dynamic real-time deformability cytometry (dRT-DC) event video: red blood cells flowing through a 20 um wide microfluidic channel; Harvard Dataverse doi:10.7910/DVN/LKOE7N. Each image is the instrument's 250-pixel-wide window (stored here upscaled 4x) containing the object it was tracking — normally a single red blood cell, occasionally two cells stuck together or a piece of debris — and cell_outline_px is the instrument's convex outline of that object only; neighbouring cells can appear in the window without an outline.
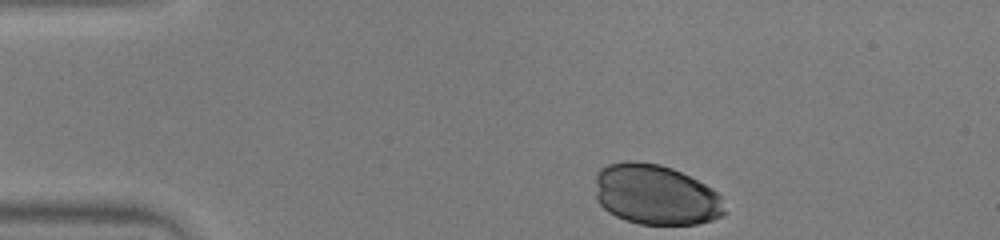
{"species": "human", "species_latin": "Homo sapiens", "temperature_condition": "warm", "stored_images_in_passage": 37, "camera_frame_rate_fps": 3000, "um_per_image_px": 0.085, "donor": {"sex": "male"}, "frame": {"image": 1, "passage_image": 1, "time_ms": 0.0, "image_size_px": [1000, 240], "cell_outline_px": [[728, 212], [724, 216], [712, 220], [696, 224], [640, 224], [624, 220], [608, 212], [596, 200], [596, 172], [600, 168], [608, 164], [624, 160], [636, 160], [660, 164], [672, 168], [712, 188], [720, 196]], "centroid_in_image_um": [55.72, 16.55], "position_along_channel_um": 29.3, "area_um2": 45.95}}
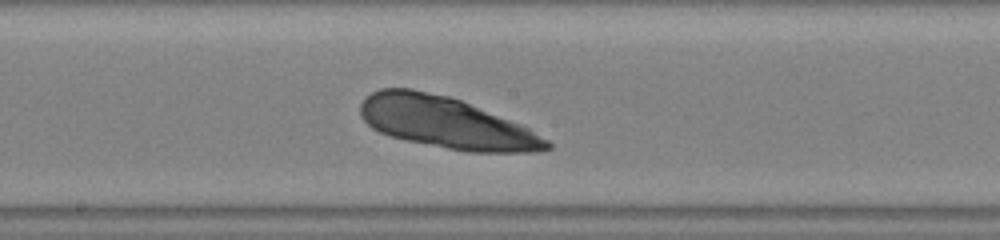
{"frame": {"image": 2, "passage_image": 20, "time_ms": 6.333, "image_size_px": [1000, 240], "cell_outline_px": [[552, 148], [532, 152], [468, 152], [404, 140], [380, 132], [372, 128], [360, 116], [360, 104], [372, 92], [380, 88], [412, 88], [448, 96], [460, 100], [520, 124], [528, 128], [548, 140], [552, 144]], "centroid_in_image_um": [37.9, 10.43], "position_along_channel_um": 210.3, "area_um2": 55.37}}
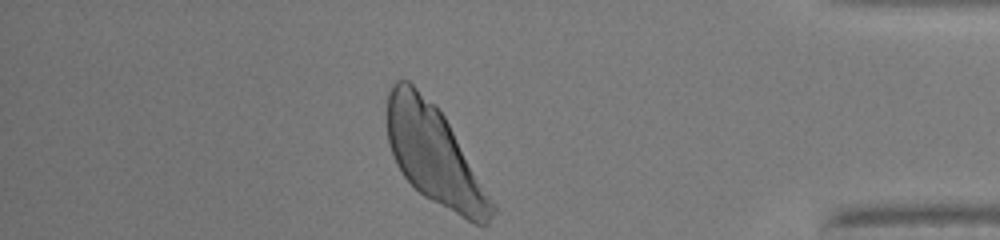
{"frame": {"image": 3, "passage_image": 37, "time_ms": 12.0, "image_size_px": [1000, 240], "cell_outline_px": [[496, 212], [488, 224], [472, 224], [424, 196], [404, 176], [396, 164], [388, 144], [384, 112], [388, 92], [392, 84], [396, 80], [408, 80], [436, 104], [444, 116], [496, 204]], "centroid_in_image_um": [36.89, 13.17], "position_along_channel_um": 398.3, "area_um2": 60.75}}